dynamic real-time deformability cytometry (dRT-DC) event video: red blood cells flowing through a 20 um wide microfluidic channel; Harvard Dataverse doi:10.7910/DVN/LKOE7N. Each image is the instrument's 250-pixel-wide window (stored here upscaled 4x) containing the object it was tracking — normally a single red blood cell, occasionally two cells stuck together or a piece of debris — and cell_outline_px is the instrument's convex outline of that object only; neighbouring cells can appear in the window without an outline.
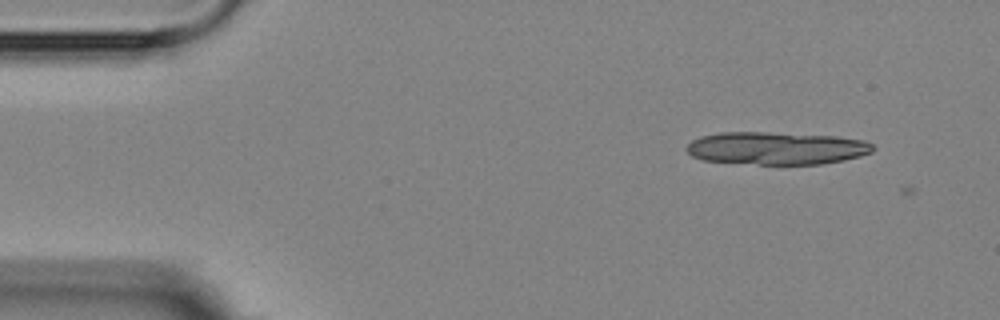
{"species": "Egyptian fruit bat (a non-hibernating species)", "species_latin": "Rousettus aegyptiacus", "temperature_condition": "room temperature", "stored_images_in_passage": 2, "camera_frame_rate_fps": 3000, "um_per_image_px": 0.085, "animal": {"sex": "female"}, "frame": {"image": 1, "passage_image": 1, "time_ms": 0.0, "image_size_px": [1000, 320], "cell_outline_px": [[876, 148], [872, 152], [860, 156], [844, 160], [820, 164], [760, 164], [700, 160], [692, 156], [684, 148], [692, 140], [700, 136], [720, 132], [764, 132], [836, 136], [864, 140], [872, 144]], "centroid_in_image_um": [65.98, 12.59], "position_along_channel_um": 19.0, "area_um2": 35.6}}